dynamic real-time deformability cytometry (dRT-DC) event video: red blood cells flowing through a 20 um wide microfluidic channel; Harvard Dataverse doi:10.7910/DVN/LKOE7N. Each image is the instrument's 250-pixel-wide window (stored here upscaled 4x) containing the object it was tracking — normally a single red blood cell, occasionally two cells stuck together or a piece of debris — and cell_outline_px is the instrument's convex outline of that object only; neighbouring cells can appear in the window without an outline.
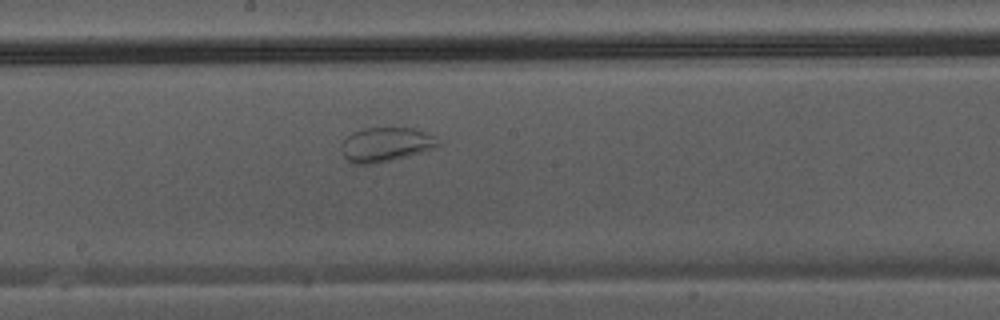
{"species": "Egyptian fruit bat (a non-hibernating species)", "species_latin": "Rousettus aegyptiacus", "temperature_condition": "warm", "stored_images_in_passage": 38, "segment_of_instrument_passage": [2, 2], "camera_frame_rate_fps": 3000, "um_per_image_px": 0.085, "animal": {"sex": "male"}, "frame": {"image": 1, "passage_image": 18, "time_ms": 5.667, "image_size_px": [1000, 320], "cell_outline_px": [[440, 144], [436, 148], [392, 160], [368, 164], [352, 164], [344, 156], [340, 148], [340, 144], [352, 132], [364, 128], [416, 128], [432, 136]], "centroid_in_image_um": [32.75, 12.28], "position_along_channel_um": 215.5, "area_um2": 19.19}}
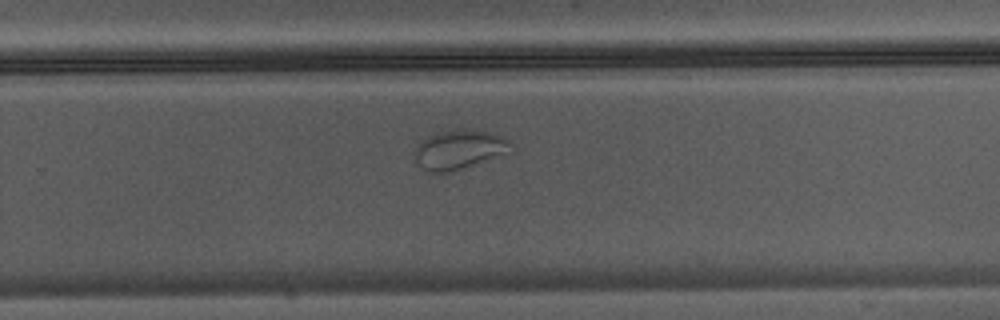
{"frame": {"image": 2, "passage_image": 23, "time_ms": 7.333, "image_size_px": [1000, 320], "cell_outline_px": [[512, 152], [448, 172], [432, 172], [424, 168], [416, 160], [416, 148], [420, 136], [436, 132], [488, 132], [500, 136], [508, 140]], "centroid_in_image_um": [38.98, 12.73], "position_along_channel_um": 290.8, "area_um2": 21.1}}
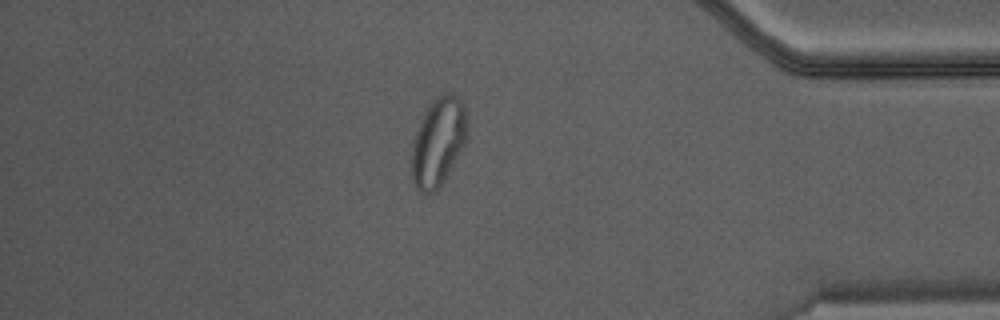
{"frame": {"image": 3, "passage_image": 32, "time_ms": 10.333, "image_size_px": [1000, 320], "cell_outline_px": [[468, 136], [464, 144], [440, 188], [436, 192], [420, 192], [416, 188], [412, 180], [412, 140], [424, 112], [428, 104], [436, 96], [444, 92], [452, 92], [464, 104]], "centroid_in_image_um": [37.24, 12.03], "position_along_channel_um": 398.0, "area_um2": 28.78}}